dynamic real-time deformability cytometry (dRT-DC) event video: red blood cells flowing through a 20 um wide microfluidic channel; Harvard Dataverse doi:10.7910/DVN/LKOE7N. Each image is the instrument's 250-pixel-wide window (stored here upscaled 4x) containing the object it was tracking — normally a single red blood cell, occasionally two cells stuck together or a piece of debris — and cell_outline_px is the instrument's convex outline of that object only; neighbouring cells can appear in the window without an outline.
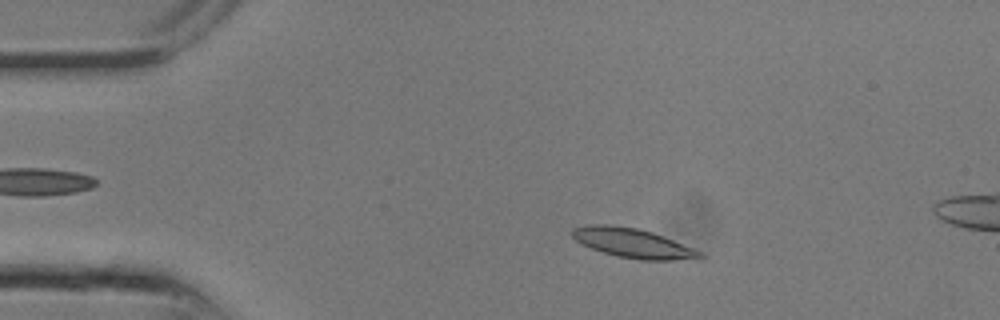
{"species": "common noctule bat (a hibernating species)", "species_latin": "Nyctalus noctula", "temperature_condition": "room temperature", "stored_images_in_passage": 7, "camera_frame_rate_fps": 3000, "um_per_image_px": 0.085, "animal": {"sex": "male", "body_mass_g": 13.3}, "frame": {"image": 1, "passage_image": 4, "time_ms": 1.0, "image_size_px": [1000, 320], "cell_outline_px": [[708, 256], [672, 260], [640, 260], [620, 256], [604, 252], [592, 248], [576, 240], [572, 236], [572, 228], [588, 224], [612, 224], [636, 228], [652, 232], [704, 252]], "centroid_in_image_um": [53.8, 20.65], "position_along_channel_um": 31.2, "area_um2": 21.62}}